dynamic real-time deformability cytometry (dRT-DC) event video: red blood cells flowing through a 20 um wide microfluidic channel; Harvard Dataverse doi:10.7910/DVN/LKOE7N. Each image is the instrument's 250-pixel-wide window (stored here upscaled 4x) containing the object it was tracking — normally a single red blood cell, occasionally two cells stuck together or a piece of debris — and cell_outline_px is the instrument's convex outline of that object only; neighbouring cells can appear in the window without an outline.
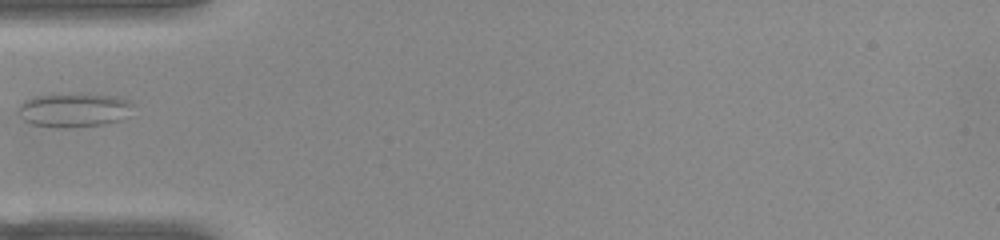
{"species": "common noctule bat (a hibernating species)", "species_latin": "Nyctalus noctula", "temperature_condition": "warm", "stored_images_in_passage": 36, "camera_frame_rate_fps": 3000, "um_per_image_px": 0.085, "animal": {"sex": "female", "body_mass_g": 22.0, "forearm_length_mm": 56.7}, "frame": {"image": 1, "passage_image": 1, "time_ms": 0.0, "image_size_px": [1000, 240], "cell_outline_px": [[132, 104], [120, 120], [100, 124], [64, 128], [32, 124], [24, 120], [16, 112], [20, 104], [24, 100], [32, 96], [72, 92], [80, 92], [120, 96], [128, 100]], "centroid_in_image_um": [6.2, 9.3], "position_along_channel_um": 78.8, "area_um2": 23.0}}
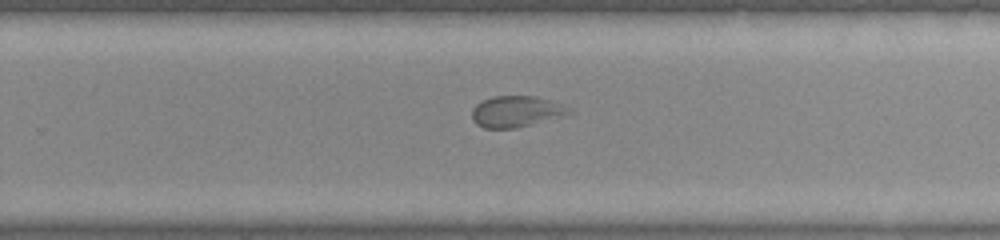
{"frame": {"image": 2, "passage_image": 17, "time_ms": 5.333, "image_size_px": [1000, 240], "cell_outline_px": [[576, 112], [564, 116], [516, 128], [484, 128], [476, 124], [472, 120], [472, 108], [476, 104], [492, 96], [536, 96], [560, 104]], "centroid_in_image_um": [43.87, 9.48], "position_along_channel_um": 285.9, "area_um2": 17.63}}
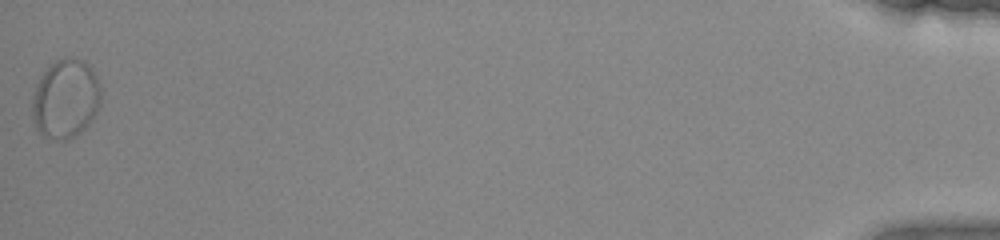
{"frame": {"image": 3, "passage_image": 36, "time_ms": 11.667, "image_size_px": [1000, 240], "cell_outline_px": [[100, 104], [96, 112], [88, 124], [80, 132], [68, 140], [56, 140], [44, 136], [36, 128], [32, 120], [32, 96], [36, 84], [40, 76], [56, 60], [64, 56], [68, 56], [84, 60], [92, 68], [96, 76], [100, 88]], "centroid_in_image_um": [5.56, 8.39], "position_along_channel_um": 429.6, "area_um2": 31.85}}